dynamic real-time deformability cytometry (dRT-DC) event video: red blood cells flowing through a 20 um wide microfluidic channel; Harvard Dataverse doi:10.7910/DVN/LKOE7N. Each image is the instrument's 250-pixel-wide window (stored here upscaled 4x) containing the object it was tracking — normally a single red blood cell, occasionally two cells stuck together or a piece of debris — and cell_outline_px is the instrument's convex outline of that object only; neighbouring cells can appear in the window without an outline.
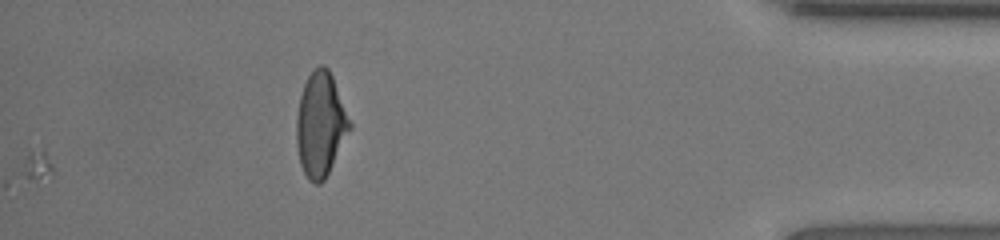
{"species": "human", "species_latin": "Homo sapiens", "temperature_condition": "room temperature", "stored_images_in_passage": 40, "segment_of_instrument_passage": [2, 2], "camera_frame_rate_fps": 3000, "um_per_image_px": 0.085, "donor": {"sex": "female"}, "frame": {"image": 1, "passage_image": 40, "time_ms": 13.0, "image_size_px": [1000, 240], "cell_outline_px": [[352, 128], [324, 180], [320, 184], [316, 184], [308, 180], [300, 164], [296, 144], [296, 116], [300, 96], [304, 84], [308, 76], [320, 64], [324, 64], [328, 68], [332, 76], [352, 124]], "centroid_in_image_um": [27.24, 10.59], "position_along_channel_um": 408.0, "area_um2": 32.31}}